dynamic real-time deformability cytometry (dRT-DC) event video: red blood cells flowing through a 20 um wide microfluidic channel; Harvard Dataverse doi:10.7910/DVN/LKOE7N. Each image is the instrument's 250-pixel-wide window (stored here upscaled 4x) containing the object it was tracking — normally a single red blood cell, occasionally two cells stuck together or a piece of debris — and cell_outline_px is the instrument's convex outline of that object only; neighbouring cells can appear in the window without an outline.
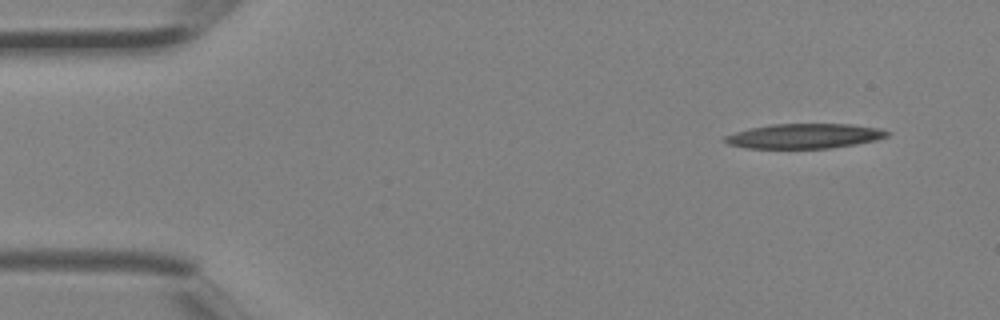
{"species": "Egyptian fruit bat (a non-hibernating species)", "species_latin": "Rousettus aegyptiacus", "temperature_condition": "room temperature", "stored_images_in_passage": 4, "camera_frame_rate_fps": 3000, "um_per_image_px": 0.085, "animal": {"sex": "female"}, "frame": {"image": 1, "passage_image": 1, "time_ms": 0.0, "image_size_px": [1000, 320], "cell_outline_px": [[892, 132], [888, 136], [876, 140], [856, 144], [828, 148], [748, 148], [728, 144], [720, 140], [724, 136], [748, 128], [772, 124], [852, 124], [880, 128]], "centroid_in_image_um": [68.38, 11.56], "position_along_channel_um": 16.6, "area_um2": 23.58}}
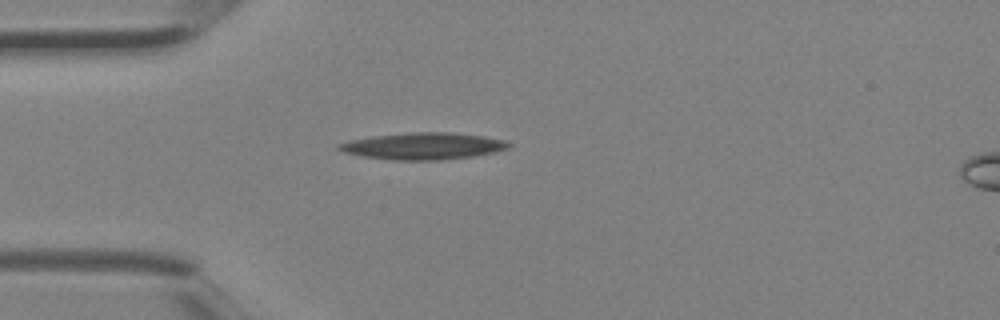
{"frame": {"image": 2, "passage_image": 3, "time_ms": 0.667, "image_size_px": [1000, 320], "cell_outline_px": [[512, 144], [508, 148], [496, 152], [472, 156], [440, 160], [392, 160], [364, 156], [344, 152], [336, 148], [336, 144], [348, 140], [372, 136], [412, 132], [452, 132], [484, 136], [504, 140]], "centroid_in_image_um": [35.96, 12.41], "position_along_channel_um": 49.0, "area_um2": 26.59}}